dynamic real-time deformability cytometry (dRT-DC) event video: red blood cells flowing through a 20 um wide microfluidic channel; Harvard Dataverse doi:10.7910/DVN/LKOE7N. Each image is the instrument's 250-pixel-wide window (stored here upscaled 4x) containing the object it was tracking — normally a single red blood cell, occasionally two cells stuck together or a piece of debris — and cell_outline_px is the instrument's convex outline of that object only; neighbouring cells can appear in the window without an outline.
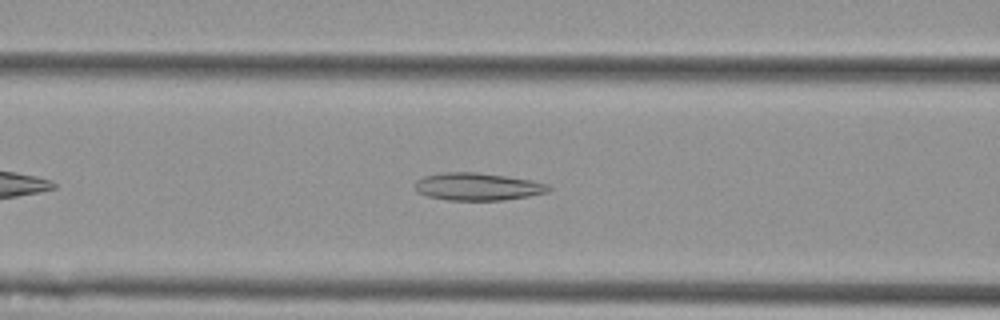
{"species": "Egyptian fruit bat (a non-hibernating species)", "species_latin": "Rousettus aegyptiacus", "temperature_condition": "cold", "stored_images_in_passage": 44, "camera_frame_rate_fps": 3000, "um_per_image_px": 0.085, "animal": {"sex": "female"}, "frame": {"image": 1, "passage_image": 11, "time_ms": 3.333, "image_size_px": [1000, 320], "cell_outline_px": [[552, 188], [548, 192], [528, 196], [504, 200], [448, 200], [428, 196], [416, 192], [416, 180], [424, 176], [444, 172], [476, 172], [532, 180], [548, 184]], "centroid_in_image_um": [40.61, 15.86], "position_along_channel_um": 126.0, "area_um2": 21.39}}
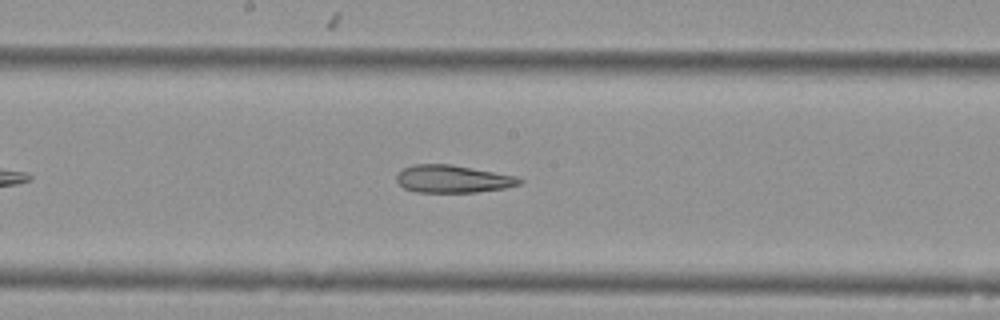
{"frame": {"image": 2, "passage_image": 18, "time_ms": 5.667, "image_size_px": [1000, 320], "cell_outline_px": [[524, 180], [520, 184], [504, 188], [476, 192], [416, 192], [404, 188], [396, 180], [396, 176], [404, 168], [412, 164], [452, 164], [516, 176]], "centroid_in_image_um": [38.49, 15.2], "position_along_channel_um": 209.7, "area_um2": 19.71}}
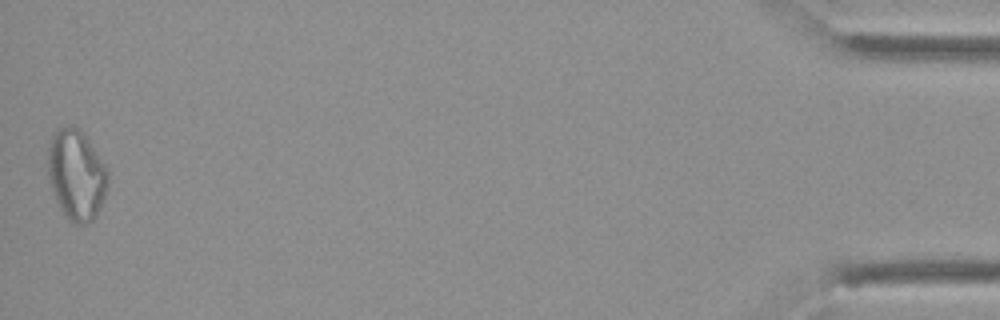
{"frame": {"image": 3, "passage_image": 44, "time_ms": 14.333, "image_size_px": [1000, 320], "cell_outline_px": [[108, 184], [100, 208], [96, 216], [92, 220], [84, 224], [76, 224], [60, 208], [56, 200], [52, 188], [48, 172], [48, 148], [52, 136], [64, 124], [72, 124], [84, 136], [108, 168]], "centroid_in_image_um": [6.5, 14.85], "position_along_channel_um": 428.7, "area_um2": 31.04}}